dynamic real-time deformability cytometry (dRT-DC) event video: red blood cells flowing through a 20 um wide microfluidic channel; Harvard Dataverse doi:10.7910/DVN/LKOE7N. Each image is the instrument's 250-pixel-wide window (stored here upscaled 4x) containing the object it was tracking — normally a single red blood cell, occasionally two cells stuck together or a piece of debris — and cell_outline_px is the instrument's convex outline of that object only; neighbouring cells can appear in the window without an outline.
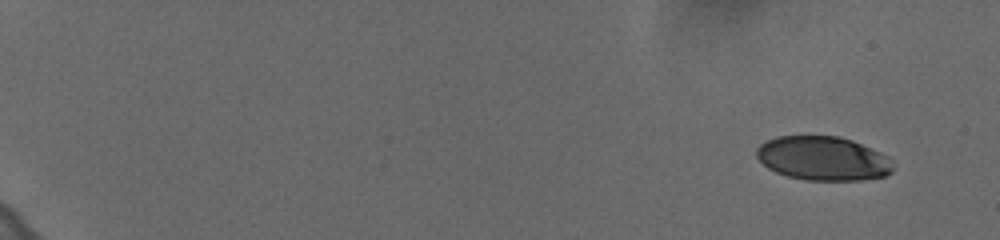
{"species": "human", "species_latin": "Homo sapiens", "temperature_condition": "cold", "stored_images_in_passage": 57, "camera_frame_rate_fps": 3000, "um_per_image_px": 0.085, "donor": {"sex": "female"}, "frame": {"image": 1, "passage_image": 1, "time_ms": 0.0, "image_size_px": [1000, 240], "cell_outline_px": [[896, 168], [892, 172], [884, 176], [860, 180], [804, 180], [788, 176], [776, 172], [768, 168], [756, 156], [756, 148], [760, 144], [776, 136], [840, 136], [852, 140], [880, 152], [888, 156], [892, 160]], "centroid_in_image_um": [69.98, 13.47], "position_along_channel_um": 15.0, "area_um2": 35.2}}
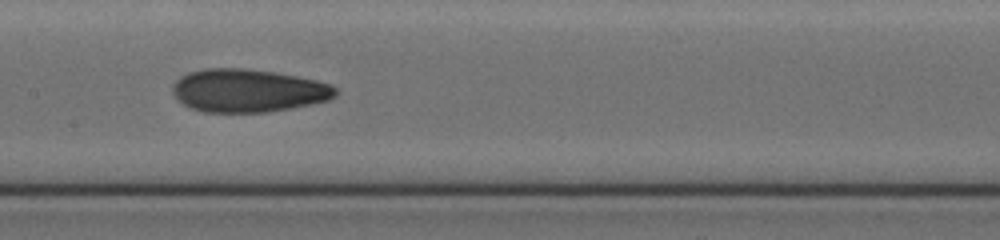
{"frame": {"image": 2, "passage_image": 31, "time_ms": 10.0, "image_size_px": [1000, 240], "cell_outline_px": [[336, 96], [328, 100], [312, 104], [268, 112], [204, 112], [188, 108], [172, 92], [172, 84], [180, 76], [188, 72], [204, 68], [240, 68], [276, 72], [316, 80], [332, 84], [336, 88]], "centroid_in_image_um": [21.07, 7.7], "position_along_channel_um": 186.3, "area_um2": 41.04}}
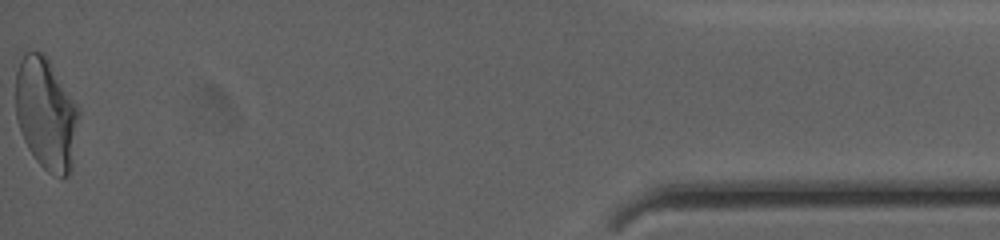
{"frame": {"image": 3, "passage_image": 57, "time_ms": 18.667, "image_size_px": [1000, 240], "cell_outline_px": [[80, 116], [72, 168], [68, 176], [60, 176], [48, 172], [36, 160], [28, 148], [20, 132], [16, 120], [16, 72], [20, 60], [24, 52], [44, 52], [80, 108]], "centroid_in_image_um": [3.94, 9.66], "position_along_channel_um": 431.3, "area_um2": 41.62}, "authors_computed_cell_mechanics": {"area_um2": 39.0728, "velocity_mm_per_s": 3.6325, "shape_relaxation_time_tau1_ms": 7.9751, "shape_relaxation_time_tau2_ms": 2.1572, "deformation_change_tau1": 0.2196, "deformation_change_tau2": 0.0864}}